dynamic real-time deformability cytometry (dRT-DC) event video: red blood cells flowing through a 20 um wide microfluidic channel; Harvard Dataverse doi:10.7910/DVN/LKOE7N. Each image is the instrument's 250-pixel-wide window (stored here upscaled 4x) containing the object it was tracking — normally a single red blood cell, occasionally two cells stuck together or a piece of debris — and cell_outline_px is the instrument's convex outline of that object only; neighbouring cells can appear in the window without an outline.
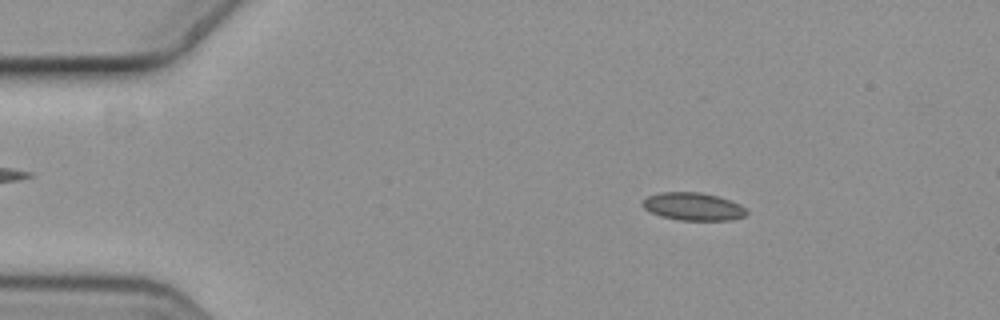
{"species": "common noctule bat (a hibernating species)", "species_latin": "Nyctalus noctula", "temperature_condition": "cold", "stored_images_in_passage": 5, "segment_of_instrument_passage": [1, 2], "camera_frame_rate_fps": 3000, "um_per_image_px": 0.085, "animal": {"sex": "female", "body_mass_g": 19.3, "forearm_length_mm": 54.1}, "frame": {"image": 1, "passage_image": 2, "time_ms": 0.333, "image_size_px": [1000, 320], "cell_outline_px": [[748, 212], [744, 216], [732, 220], [680, 220], [660, 216], [644, 208], [640, 204], [648, 196], [660, 192], [700, 192], [716, 196], [740, 204]], "centroid_in_image_um": [58.9, 17.56], "position_along_channel_um": 26.1, "area_um2": 16.7}}